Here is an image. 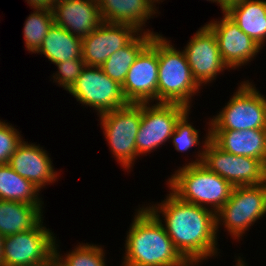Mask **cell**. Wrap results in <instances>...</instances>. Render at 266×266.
<instances>
[{"mask_svg": "<svg viewBox=\"0 0 266 266\" xmlns=\"http://www.w3.org/2000/svg\"><path fill=\"white\" fill-rule=\"evenodd\" d=\"M243 80L219 113L208 118L210 130L266 129V96Z\"/></svg>", "mask_w": 266, "mask_h": 266, "instance_id": "obj_7", "label": "cell"}, {"mask_svg": "<svg viewBox=\"0 0 266 266\" xmlns=\"http://www.w3.org/2000/svg\"><path fill=\"white\" fill-rule=\"evenodd\" d=\"M191 109H188L180 118L179 120L176 122L174 131L171 135L170 138V142L172 143L174 149L177 152L180 153H185L188 152L190 150H192V148L195 146H198V150L195 153L196 155L190 160L187 161V163L185 162L184 165H193V164H199L202 163L203 157H204V150H205V146L207 144V142L210 140V120H208V122L206 123L208 126V128H206L207 131L205 133L204 138H199L201 134H199V130L200 129H196V127H194V123L190 122L189 118V114L191 113ZM202 139V142H200ZM202 145V146H200ZM202 147V148H200ZM200 149V150H199ZM189 162V163H188Z\"/></svg>", "mask_w": 266, "mask_h": 266, "instance_id": "obj_25", "label": "cell"}, {"mask_svg": "<svg viewBox=\"0 0 266 266\" xmlns=\"http://www.w3.org/2000/svg\"><path fill=\"white\" fill-rule=\"evenodd\" d=\"M266 217V182L234 186L229 200L216 213V233L221 226L234 241L240 242L251 226Z\"/></svg>", "mask_w": 266, "mask_h": 266, "instance_id": "obj_5", "label": "cell"}, {"mask_svg": "<svg viewBox=\"0 0 266 266\" xmlns=\"http://www.w3.org/2000/svg\"><path fill=\"white\" fill-rule=\"evenodd\" d=\"M82 39L53 24L35 54L44 55L54 65L82 56Z\"/></svg>", "mask_w": 266, "mask_h": 266, "instance_id": "obj_22", "label": "cell"}, {"mask_svg": "<svg viewBox=\"0 0 266 266\" xmlns=\"http://www.w3.org/2000/svg\"><path fill=\"white\" fill-rule=\"evenodd\" d=\"M187 110L186 106L175 103H142V119L136 136L139 158L169 143L176 122Z\"/></svg>", "mask_w": 266, "mask_h": 266, "instance_id": "obj_10", "label": "cell"}, {"mask_svg": "<svg viewBox=\"0 0 266 266\" xmlns=\"http://www.w3.org/2000/svg\"><path fill=\"white\" fill-rule=\"evenodd\" d=\"M202 164L233 186L260 185L266 182V166L260 160L225 152L211 139L205 146Z\"/></svg>", "mask_w": 266, "mask_h": 266, "instance_id": "obj_11", "label": "cell"}, {"mask_svg": "<svg viewBox=\"0 0 266 266\" xmlns=\"http://www.w3.org/2000/svg\"><path fill=\"white\" fill-rule=\"evenodd\" d=\"M6 121L0 120V165L8 164L18 145L25 140L21 131Z\"/></svg>", "mask_w": 266, "mask_h": 266, "instance_id": "obj_29", "label": "cell"}, {"mask_svg": "<svg viewBox=\"0 0 266 266\" xmlns=\"http://www.w3.org/2000/svg\"><path fill=\"white\" fill-rule=\"evenodd\" d=\"M61 242L56 239L54 246V264L56 266H108L104 246L79 242L71 251L60 253ZM59 244V245H58ZM60 249V250H59Z\"/></svg>", "mask_w": 266, "mask_h": 266, "instance_id": "obj_26", "label": "cell"}, {"mask_svg": "<svg viewBox=\"0 0 266 266\" xmlns=\"http://www.w3.org/2000/svg\"><path fill=\"white\" fill-rule=\"evenodd\" d=\"M31 9H52L55 0H25Z\"/></svg>", "mask_w": 266, "mask_h": 266, "instance_id": "obj_30", "label": "cell"}, {"mask_svg": "<svg viewBox=\"0 0 266 266\" xmlns=\"http://www.w3.org/2000/svg\"><path fill=\"white\" fill-rule=\"evenodd\" d=\"M206 1H209L211 3H215V0H206Z\"/></svg>", "mask_w": 266, "mask_h": 266, "instance_id": "obj_34", "label": "cell"}, {"mask_svg": "<svg viewBox=\"0 0 266 266\" xmlns=\"http://www.w3.org/2000/svg\"><path fill=\"white\" fill-rule=\"evenodd\" d=\"M67 93L71 94L81 106L95 110L96 115L129 104L124 97L122 85L109 78L100 67L85 66Z\"/></svg>", "mask_w": 266, "mask_h": 266, "instance_id": "obj_9", "label": "cell"}, {"mask_svg": "<svg viewBox=\"0 0 266 266\" xmlns=\"http://www.w3.org/2000/svg\"><path fill=\"white\" fill-rule=\"evenodd\" d=\"M154 35L139 32L126 46L115 51L100 68L109 78L123 85L131 65Z\"/></svg>", "mask_w": 266, "mask_h": 266, "instance_id": "obj_23", "label": "cell"}, {"mask_svg": "<svg viewBox=\"0 0 266 266\" xmlns=\"http://www.w3.org/2000/svg\"><path fill=\"white\" fill-rule=\"evenodd\" d=\"M187 42L182 50L193 78L201 87L215 82L225 70L230 72L221 58L216 36L206 24L199 27Z\"/></svg>", "mask_w": 266, "mask_h": 266, "instance_id": "obj_12", "label": "cell"}, {"mask_svg": "<svg viewBox=\"0 0 266 266\" xmlns=\"http://www.w3.org/2000/svg\"><path fill=\"white\" fill-rule=\"evenodd\" d=\"M168 192L161 202L154 204L153 201L145 206L163 224L174 247L191 266H200L212 257L215 259L221 253L216 214Z\"/></svg>", "mask_w": 266, "mask_h": 266, "instance_id": "obj_1", "label": "cell"}, {"mask_svg": "<svg viewBox=\"0 0 266 266\" xmlns=\"http://www.w3.org/2000/svg\"><path fill=\"white\" fill-rule=\"evenodd\" d=\"M48 151L40 144L22 141L12 154L8 165L21 177L29 180L40 191L46 185L58 182L60 173L55 169Z\"/></svg>", "mask_w": 266, "mask_h": 266, "instance_id": "obj_16", "label": "cell"}, {"mask_svg": "<svg viewBox=\"0 0 266 266\" xmlns=\"http://www.w3.org/2000/svg\"><path fill=\"white\" fill-rule=\"evenodd\" d=\"M43 205L0 200V235L11 236L33 229L43 217Z\"/></svg>", "mask_w": 266, "mask_h": 266, "instance_id": "obj_21", "label": "cell"}, {"mask_svg": "<svg viewBox=\"0 0 266 266\" xmlns=\"http://www.w3.org/2000/svg\"><path fill=\"white\" fill-rule=\"evenodd\" d=\"M23 26L25 47L29 53L35 54L41 47L45 36L54 24L52 9H36L27 16Z\"/></svg>", "mask_w": 266, "mask_h": 266, "instance_id": "obj_27", "label": "cell"}, {"mask_svg": "<svg viewBox=\"0 0 266 266\" xmlns=\"http://www.w3.org/2000/svg\"><path fill=\"white\" fill-rule=\"evenodd\" d=\"M57 71L51 75L53 83L59 87H63L67 92L76 83L77 78L81 74L82 69L86 66L83 57L77 59H69L55 64Z\"/></svg>", "mask_w": 266, "mask_h": 266, "instance_id": "obj_28", "label": "cell"}, {"mask_svg": "<svg viewBox=\"0 0 266 266\" xmlns=\"http://www.w3.org/2000/svg\"><path fill=\"white\" fill-rule=\"evenodd\" d=\"M54 24L78 38H85L103 21L97 0H55Z\"/></svg>", "mask_w": 266, "mask_h": 266, "instance_id": "obj_17", "label": "cell"}, {"mask_svg": "<svg viewBox=\"0 0 266 266\" xmlns=\"http://www.w3.org/2000/svg\"><path fill=\"white\" fill-rule=\"evenodd\" d=\"M100 128L112 157L127 173L133 171L138 159L136 136L142 119V103H129L125 107L98 115Z\"/></svg>", "mask_w": 266, "mask_h": 266, "instance_id": "obj_6", "label": "cell"}, {"mask_svg": "<svg viewBox=\"0 0 266 266\" xmlns=\"http://www.w3.org/2000/svg\"><path fill=\"white\" fill-rule=\"evenodd\" d=\"M224 13L262 48L266 44V0H242Z\"/></svg>", "mask_w": 266, "mask_h": 266, "instance_id": "obj_20", "label": "cell"}, {"mask_svg": "<svg viewBox=\"0 0 266 266\" xmlns=\"http://www.w3.org/2000/svg\"><path fill=\"white\" fill-rule=\"evenodd\" d=\"M165 183L180 200L213 211L215 214L229 200L234 186L202 163L182 165Z\"/></svg>", "mask_w": 266, "mask_h": 266, "instance_id": "obj_4", "label": "cell"}, {"mask_svg": "<svg viewBox=\"0 0 266 266\" xmlns=\"http://www.w3.org/2000/svg\"><path fill=\"white\" fill-rule=\"evenodd\" d=\"M40 193L36 186L21 177L8 164L0 165V200L44 205Z\"/></svg>", "mask_w": 266, "mask_h": 266, "instance_id": "obj_24", "label": "cell"}, {"mask_svg": "<svg viewBox=\"0 0 266 266\" xmlns=\"http://www.w3.org/2000/svg\"><path fill=\"white\" fill-rule=\"evenodd\" d=\"M210 139L225 152L256 158L266 166V129L210 130Z\"/></svg>", "mask_w": 266, "mask_h": 266, "instance_id": "obj_19", "label": "cell"}, {"mask_svg": "<svg viewBox=\"0 0 266 266\" xmlns=\"http://www.w3.org/2000/svg\"><path fill=\"white\" fill-rule=\"evenodd\" d=\"M158 66L157 35H154L136 57L122 85L128 103L157 102Z\"/></svg>", "mask_w": 266, "mask_h": 266, "instance_id": "obj_13", "label": "cell"}, {"mask_svg": "<svg viewBox=\"0 0 266 266\" xmlns=\"http://www.w3.org/2000/svg\"><path fill=\"white\" fill-rule=\"evenodd\" d=\"M2 239L3 237L0 235V266H2Z\"/></svg>", "mask_w": 266, "mask_h": 266, "instance_id": "obj_33", "label": "cell"}, {"mask_svg": "<svg viewBox=\"0 0 266 266\" xmlns=\"http://www.w3.org/2000/svg\"><path fill=\"white\" fill-rule=\"evenodd\" d=\"M222 18L205 23L215 34L219 52L229 70H238L255 60L263 49L224 12ZM240 67V68H239Z\"/></svg>", "mask_w": 266, "mask_h": 266, "instance_id": "obj_14", "label": "cell"}, {"mask_svg": "<svg viewBox=\"0 0 266 266\" xmlns=\"http://www.w3.org/2000/svg\"><path fill=\"white\" fill-rule=\"evenodd\" d=\"M2 239V266H51L56 234L43 224Z\"/></svg>", "mask_w": 266, "mask_h": 266, "instance_id": "obj_8", "label": "cell"}, {"mask_svg": "<svg viewBox=\"0 0 266 266\" xmlns=\"http://www.w3.org/2000/svg\"><path fill=\"white\" fill-rule=\"evenodd\" d=\"M240 1L242 0H215V4L217 3V5L221 8V12H224L231 5L236 4Z\"/></svg>", "mask_w": 266, "mask_h": 266, "instance_id": "obj_31", "label": "cell"}, {"mask_svg": "<svg viewBox=\"0 0 266 266\" xmlns=\"http://www.w3.org/2000/svg\"><path fill=\"white\" fill-rule=\"evenodd\" d=\"M97 3L103 22L131 25L140 32L161 34L146 28L147 21L160 14L156 7L160 4L158 0H97Z\"/></svg>", "mask_w": 266, "mask_h": 266, "instance_id": "obj_18", "label": "cell"}, {"mask_svg": "<svg viewBox=\"0 0 266 266\" xmlns=\"http://www.w3.org/2000/svg\"><path fill=\"white\" fill-rule=\"evenodd\" d=\"M138 206L126 233L120 266H191L157 217L145 204Z\"/></svg>", "mask_w": 266, "mask_h": 266, "instance_id": "obj_2", "label": "cell"}, {"mask_svg": "<svg viewBox=\"0 0 266 266\" xmlns=\"http://www.w3.org/2000/svg\"><path fill=\"white\" fill-rule=\"evenodd\" d=\"M168 39L157 34V103H175L191 109L194 96L202 87L193 78L184 51Z\"/></svg>", "mask_w": 266, "mask_h": 266, "instance_id": "obj_3", "label": "cell"}, {"mask_svg": "<svg viewBox=\"0 0 266 266\" xmlns=\"http://www.w3.org/2000/svg\"><path fill=\"white\" fill-rule=\"evenodd\" d=\"M243 255H238V256H234L236 258H234L235 260V265L233 266H248L247 262H246V259H244L243 257H241ZM244 259V260H243Z\"/></svg>", "mask_w": 266, "mask_h": 266, "instance_id": "obj_32", "label": "cell"}, {"mask_svg": "<svg viewBox=\"0 0 266 266\" xmlns=\"http://www.w3.org/2000/svg\"><path fill=\"white\" fill-rule=\"evenodd\" d=\"M139 32L131 25L102 22L82 39L85 65L101 67L115 51L126 46Z\"/></svg>", "mask_w": 266, "mask_h": 266, "instance_id": "obj_15", "label": "cell"}]
</instances>
